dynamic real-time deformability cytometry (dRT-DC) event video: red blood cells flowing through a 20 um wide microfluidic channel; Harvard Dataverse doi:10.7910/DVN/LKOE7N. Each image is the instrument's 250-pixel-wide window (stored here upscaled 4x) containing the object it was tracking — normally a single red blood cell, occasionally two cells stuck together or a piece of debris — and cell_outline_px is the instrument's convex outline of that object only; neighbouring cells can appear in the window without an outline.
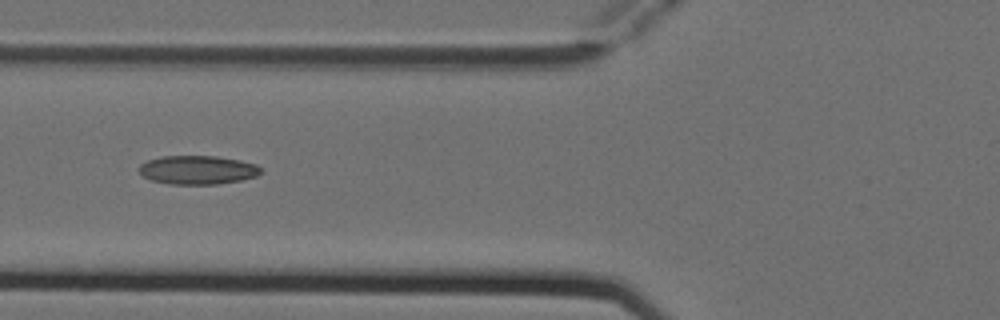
{"species": "Egyptian fruit bat (a non-hibernating species)", "species_latin": "Rousettus aegyptiacus", "temperature_condition": "cold", "stored_images_in_passage": 3, "camera_frame_rate_fps": 3000, "um_per_image_px": 0.085, "animal": {"sex": "female"}, "frame": {"image": 1, "passage_image": 3, "time_ms": 0.667, "image_size_px": [1000, 320], "cell_outline_px": [[260, 172], [256, 176], [240, 180], [216, 184], [168, 184], [152, 180], [144, 176], [140, 172], [140, 164], [148, 160], [164, 156], [216, 156], [240, 160], [256, 164], [260, 168]], "centroid_in_image_um": [16.8, 14.44], "position_along_channel_um": 109.0, "area_um2": 20.17}}